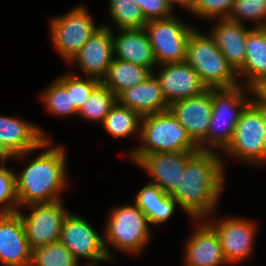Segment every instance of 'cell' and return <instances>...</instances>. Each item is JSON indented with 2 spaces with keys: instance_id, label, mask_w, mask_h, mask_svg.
Wrapping results in <instances>:
<instances>
[{
  "instance_id": "4",
  "label": "cell",
  "mask_w": 266,
  "mask_h": 266,
  "mask_svg": "<svg viewBox=\"0 0 266 266\" xmlns=\"http://www.w3.org/2000/svg\"><path fill=\"white\" fill-rule=\"evenodd\" d=\"M208 89L234 88L240 85L238 73L216 45L214 37L196 31L190 34L186 60Z\"/></svg>"
},
{
  "instance_id": "25",
  "label": "cell",
  "mask_w": 266,
  "mask_h": 266,
  "mask_svg": "<svg viewBox=\"0 0 266 266\" xmlns=\"http://www.w3.org/2000/svg\"><path fill=\"white\" fill-rule=\"evenodd\" d=\"M151 74L148 67L114 58L101 83L118 96L125 89L143 83Z\"/></svg>"
},
{
  "instance_id": "12",
  "label": "cell",
  "mask_w": 266,
  "mask_h": 266,
  "mask_svg": "<svg viewBox=\"0 0 266 266\" xmlns=\"http://www.w3.org/2000/svg\"><path fill=\"white\" fill-rule=\"evenodd\" d=\"M45 136L35 125L0 115V150L8 159H23L29 152L51 145Z\"/></svg>"
},
{
  "instance_id": "33",
  "label": "cell",
  "mask_w": 266,
  "mask_h": 266,
  "mask_svg": "<svg viewBox=\"0 0 266 266\" xmlns=\"http://www.w3.org/2000/svg\"><path fill=\"white\" fill-rule=\"evenodd\" d=\"M0 163V204L3 208L0 213H15L19 209L16 193L15 173Z\"/></svg>"
},
{
  "instance_id": "36",
  "label": "cell",
  "mask_w": 266,
  "mask_h": 266,
  "mask_svg": "<svg viewBox=\"0 0 266 266\" xmlns=\"http://www.w3.org/2000/svg\"><path fill=\"white\" fill-rule=\"evenodd\" d=\"M197 2L198 0H168V3L171 9L173 8L175 4L176 5L179 4L183 6L184 8H187V10H189L190 12H193Z\"/></svg>"
},
{
  "instance_id": "19",
  "label": "cell",
  "mask_w": 266,
  "mask_h": 266,
  "mask_svg": "<svg viewBox=\"0 0 266 266\" xmlns=\"http://www.w3.org/2000/svg\"><path fill=\"white\" fill-rule=\"evenodd\" d=\"M117 102L138 112L141 116L166 111V101L157 77L151 74L143 83L129 87L117 96Z\"/></svg>"
},
{
  "instance_id": "9",
  "label": "cell",
  "mask_w": 266,
  "mask_h": 266,
  "mask_svg": "<svg viewBox=\"0 0 266 266\" xmlns=\"http://www.w3.org/2000/svg\"><path fill=\"white\" fill-rule=\"evenodd\" d=\"M50 26L52 42L67 63L100 27L95 26L92 16L82 6H77L67 14L53 18Z\"/></svg>"
},
{
  "instance_id": "30",
  "label": "cell",
  "mask_w": 266,
  "mask_h": 266,
  "mask_svg": "<svg viewBox=\"0 0 266 266\" xmlns=\"http://www.w3.org/2000/svg\"><path fill=\"white\" fill-rule=\"evenodd\" d=\"M46 110L57 116L76 115L78 110L72 103L71 91L57 78L41 96Z\"/></svg>"
},
{
  "instance_id": "20",
  "label": "cell",
  "mask_w": 266,
  "mask_h": 266,
  "mask_svg": "<svg viewBox=\"0 0 266 266\" xmlns=\"http://www.w3.org/2000/svg\"><path fill=\"white\" fill-rule=\"evenodd\" d=\"M186 266H220L228 264L216 231L208 224H200L185 248Z\"/></svg>"
},
{
  "instance_id": "6",
  "label": "cell",
  "mask_w": 266,
  "mask_h": 266,
  "mask_svg": "<svg viewBox=\"0 0 266 266\" xmlns=\"http://www.w3.org/2000/svg\"><path fill=\"white\" fill-rule=\"evenodd\" d=\"M149 224L148 218L135 203L114 208L108 216L104 235L109 259L113 260V255L106 243L126 253L139 254L150 240Z\"/></svg>"
},
{
  "instance_id": "28",
  "label": "cell",
  "mask_w": 266,
  "mask_h": 266,
  "mask_svg": "<svg viewBox=\"0 0 266 266\" xmlns=\"http://www.w3.org/2000/svg\"><path fill=\"white\" fill-rule=\"evenodd\" d=\"M117 102V96L106 86L100 83L88 97L78 116L85 119L104 122L110 109Z\"/></svg>"
},
{
  "instance_id": "27",
  "label": "cell",
  "mask_w": 266,
  "mask_h": 266,
  "mask_svg": "<svg viewBox=\"0 0 266 266\" xmlns=\"http://www.w3.org/2000/svg\"><path fill=\"white\" fill-rule=\"evenodd\" d=\"M109 10L119 30L142 29L148 23L133 0H109Z\"/></svg>"
},
{
  "instance_id": "10",
  "label": "cell",
  "mask_w": 266,
  "mask_h": 266,
  "mask_svg": "<svg viewBox=\"0 0 266 266\" xmlns=\"http://www.w3.org/2000/svg\"><path fill=\"white\" fill-rule=\"evenodd\" d=\"M32 209V212L24 216L19 210L25 234L30 248L59 241L62 226L66 216L69 214L60 200L44 203H33L25 205Z\"/></svg>"
},
{
  "instance_id": "5",
  "label": "cell",
  "mask_w": 266,
  "mask_h": 266,
  "mask_svg": "<svg viewBox=\"0 0 266 266\" xmlns=\"http://www.w3.org/2000/svg\"><path fill=\"white\" fill-rule=\"evenodd\" d=\"M243 87L252 92V89L242 84L234 88L212 89L207 151H213L214 147L224 151L231 143L242 112L253 101V97L245 96Z\"/></svg>"
},
{
  "instance_id": "15",
  "label": "cell",
  "mask_w": 266,
  "mask_h": 266,
  "mask_svg": "<svg viewBox=\"0 0 266 266\" xmlns=\"http://www.w3.org/2000/svg\"><path fill=\"white\" fill-rule=\"evenodd\" d=\"M113 59L112 29L100 25L69 63H77L84 73L101 80Z\"/></svg>"
},
{
  "instance_id": "23",
  "label": "cell",
  "mask_w": 266,
  "mask_h": 266,
  "mask_svg": "<svg viewBox=\"0 0 266 266\" xmlns=\"http://www.w3.org/2000/svg\"><path fill=\"white\" fill-rule=\"evenodd\" d=\"M245 50L244 65L237 73L247 79L245 85L252 89L266 78V27L253 28L248 33Z\"/></svg>"
},
{
  "instance_id": "31",
  "label": "cell",
  "mask_w": 266,
  "mask_h": 266,
  "mask_svg": "<svg viewBox=\"0 0 266 266\" xmlns=\"http://www.w3.org/2000/svg\"><path fill=\"white\" fill-rule=\"evenodd\" d=\"M58 79L66 86L68 91H71L72 103L79 111L93 90L101 83V80L90 77L83 79L74 74H66Z\"/></svg>"
},
{
  "instance_id": "29",
  "label": "cell",
  "mask_w": 266,
  "mask_h": 266,
  "mask_svg": "<svg viewBox=\"0 0 266 266\" xmlns=\"http://www.w3.org/2000/svg\"><path fill=\"white\" fill-rule=\"evenodd\" d=\"M31 266H78V261L59 240L33 249Z\"/></svg>"
},
{
  "instance_id": "8",
  "label": "cell",
  "mask_w": 266,
  "mask_h": 266,
  "mask_svg": "<svg viewBox=\"0 0 266 266\" xmlns=\"http://www.w3.org/2000/svg\"><path fill=\"white\" fill-rule=\"evenodd\" d=\"M174 16L149 21L144 27L157 64L186 60L187 44L193 29Z\"/></svg>"
},
{
  "instance_id": "2",
  "label": "cell",
  "mask_w": 266,
  "mask_h": 266,
  "mask_svg": "<svg viewBox=\"0 0 266 266\" xmlns=\"http://www.w3.org/2000/svg\"><path fill=\"white\" fill-rule=\"evenodd\" d=\"M66 154L61 146L41 153L15 175L20 206L60 200L59 192L67 185Z\"/></svg>"
},
{
  "instance_id": "14",
  "label": "cell",
  "mask_w": 266,
  "mask_h": 266,
  "mask_svg": "<svg viewBox=\"0 0 266 266\" xmlns=\"http://www.w3.org/2000/svg\"><path fill=\"white\" fill-rule=\"evenodd\" d=\"M198 151L158 152L145 155L137 164L150 173L149 182L172 194L179 186L187 162Z\"/></svg>"
},
{
  "instance_id": "1",
  "label": "cell",
  "mask_w": 266,
  "mask_h": 266,
  "mask_svg": "<svg viewBox=\"0 0 266 266\" xmlns=\"http://www.w3.org/2000/svg\"><path fill=\"white\" fill-rule=\"evenodd\" d=\"M223 174L222 159L217 152L198 151L187 162L180 184L171 196L198 220L213 212L223 190Z\"/></svg>"
},
{
  "instance_id": "17",
  "label": "cell",
  "mask_w": 266,
  "mask_h": 266,
  "mask_svg": "<svg viewBox=\"0 0 266 266\" xmlns=\"http://www.w3.org/2000/svg\"><path fill=\"white\" fill-rule=\"evenodd\" d=\"M32 249L18 212L0 213V262L5 266H31Z\"/></svg>"
},
{
  "instance_id": "16",
  "label": "cell",
  "mask_w": 266,
  "mask_h": 266,
  "mask_svg": "<svg viewBox=\"0 0 266 266\" xmlns=\"http://www.w3.org/2000/svg\"><path fill=\"white\" fill-rule=\"evenodd\" d=\"M161 66V72L155 76L169 105L181 99L201 95L208 89L197 71L186 61L165 63Z\"/></svg>"
},
{
  "instance_id": "13",
  "label": "cell",
  "mask_w": 266,
  "mask_h": 266,
  "mask_svg": "<svg viewBox=\"0 0 266 266\" xmlns=\"http://www.w3.org/2000/svg\"><path fill=\"white\" fill-rule=\"evenodd\" d=\"M169 109L188 131L200 151H207L212 114V89H207L201 95L173 102Z\"/></svg>"
},
{
  "instance_id": "26",
  "label": "cell",
  "mask_w": 266,
  "mask_h": 266,
  "mask_svg": "<svg viewBox=\"0 0 266 266\" xmlns=\"http://www.w3.org/2000/svg\"><path fill=\"white\" fill-rule=\"evenodd\" d=\"M142 116L128 107L121 106L118 102L110 109L102 125L114 137H127L141 130ZM139 130V131H138Z\"/></svg>"
},
{
  "instance_id": "18",
  "label": "cell",
  "mask_w": 266,
  "mask_h": 266,
  "mask_svg": "<svg viewBox=\"0 0 266 266\" xmlns=\"http://www.w3.org/2000/svg\"><path fill=\"white\" fill-rule=\"evenodd\" d=\"M217 233L227 263H236L252 252L255 227L246 219L225 218L213 225L207 222Z\"/></svg>"
},
{
  "instance_id": "38",
  "label": "cell",
  "mask_w": 266,
  "mask_h": 266,
  "mask_svg": "<svg viewBox=\"0 0 266 266\" xmlns=\"http://www.w3.org/2000/svg\"><path fill=\"white\" fill-rule=\"evenodd\" d=\"M8 158L0 150V163H4Z\"/></svg>"
},
{
  "instance_id": "22",
  "label": "cell",
  "mask_w": 266,
  "mask_h": 266,
  "mask_svg": "<svg viewBox=\"0 0 266 266\" xmlns=\"http://www.w3.org/2000/svg\"><path fill=\"white\" fill-rule=\"evenodd\" d=\"M115 59L132 62L153 70L156 65L154 51L149 36L144 28L121 30L118 36L113 35Z\"/></svg>"
},
{
  "instance_id": "37",
  "label": "cell",
  "mask_w": 266,
  "mask_h": 266,
  "mask_svg": "<svg viewBox=\"0 0 266 266\" xmlns=\"http://www.w3.org/2000/svg\"><path fill=\"white\" fill-rule=\"evenodd\" d=\"M264 135H265V145H266V108L264 107Z\"/></svg>"
},
{
  "instance_id": "35",
  "label": "cell",
  "mask_w": 266,
  "mask_h": 266,
  "mask_svg": "<svg viewBox=\"0 0 266 266\" xmlns=\"http://www.w3.org/2000/svg\"><path fill=\"white\" fill-rule=\"evenodd\" d=\"M142 10L147 22L171 17L168 0H133Z\"/></svg>"
},
{
  "instance_id": "11",
  "label": "cell",
  "mask_w": 266,
  "mask_h": 266,
  "mask_svg": "<svg viewBox=\"0 0 266 266\" xmlns=\"http://www.w3.org/2000/svg\"><path fill=\"white\" fill-rule=\"evenodd\" d=\"M60 241L77 261L80 257L92 261L88 266H98L95 264L96 262L110 260L103 237L84 218L78 215L69 213L66 216Z\"/></svg>"
},
{
  "instance_id": "7",
  "label": "cell",
  "mask_w": 266,
  "mask_h": 266,
  "mask_svg": "<svg viewBox=\"0 0 266 266\" xmlns=\"http://www.w3.org/2000/svg\"><path fill=\"white\" fill-rule=\"evenodd\" d=\"M248 163L266 162L264 107L254 100L242 112L233 139L224 150Z\"/></svg>"
},
{
  "instance_id": "34",
  "label": "cell",
  "mask_w": 266,
  "mask_h": 266,
  "mask_svg": "<svg viewBox=\"0 0 266 266\" xmlns=\"http://www.w3.org/2000/svg\"><path fill=\"white\" fill-rule=\"evenodd\" d=\"M235 0H198L192 14L207 19L228 18Z\"/></svg>"
},
{
  "instance_id": "3",
  "label": "cell",
  "mask_w": 266,
  "mask_h": 266,
  "mask_svg": "<svg viewBox=\"0 0 266 266\" xmlns=\"http://www.w3.org/2000/svg\"><path fill=\"white\" fill-rule=\"evenodd\" d=\"M139 135L145 145L130 152V158L135 164L145 155L152 153L200 151L199 146L170 109L142 116Z\"/></svg>"
},
{
  "instance_id": "32",
  "label": "cell",
  "mask_w": 266,
  "mask_h": 266,
  "mask_svg": "<svg viewBox=\"0 0 266 266\" xmlns=\"http://www.w3.org/2000/svg\"><path fill=\"white\" fill-rule=\"evenodd\" d=\"M229 19L244 24V19L258 21L255 28L266 27V0H235Z\"/></svg>"
},
{
  "instance_id": "21",
  "label": "cell",
  "mask_w": 266,
  "mask_h": 266,
  "mask_svg": "<svg viewBox=\"0 0 266 266\" xmlns=\"http://www.w3.org/2000/svg\"><path fill=\"white\" fill-rule=\"evenodd\" d=\"M251 30L245 28L242 23L222 18L210 33L214 37L217 47L236 72L244 65L246 38Z\"/></svg>"
},
{
  "instance_id": "24",
  "label": "cell",
  "mask_w": 266,
  "mask_h": 266,
  "mask_svg": "<svg viewBox=\"0 0 266 266\" xmlns=\"http://www.w3.org/2000/svg\"><path fill=\"white\" fill-rule=\"evenodd\" d=\"M177 201L171 194L151 182L143 187L135 198V204L143 211L150 224L163 223L170 218Z\"/></svg>"
}]
</instances>
